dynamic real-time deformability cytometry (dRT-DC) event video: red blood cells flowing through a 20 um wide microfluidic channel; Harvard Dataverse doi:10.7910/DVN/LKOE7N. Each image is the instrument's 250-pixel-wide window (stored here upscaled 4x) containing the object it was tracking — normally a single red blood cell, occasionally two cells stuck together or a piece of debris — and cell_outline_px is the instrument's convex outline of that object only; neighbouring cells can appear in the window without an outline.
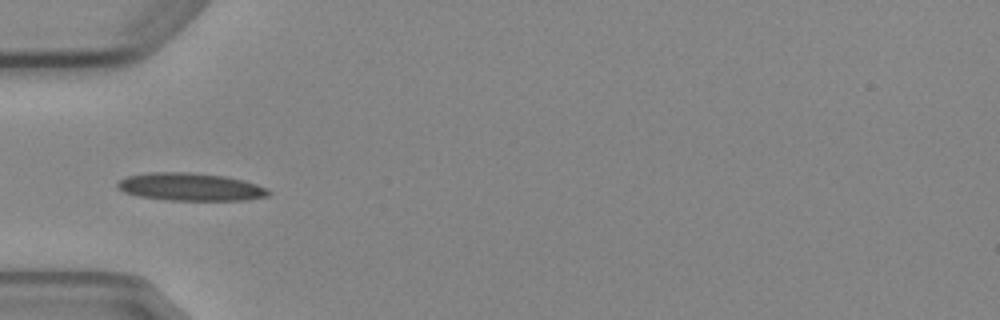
{"species": "Egyptian fruit bat (a non-hibernating species)", "species_latin": "Rousettus aegyptiacus", "temperature_condition": "cold", "stored_images_in_passage": 5, "camera_frame_rate_fps": 3000, "um_per_image_px": 0.085, "animal": {"sex": "female"}, "frame": {"image": 1, "passage_image": 5, "time_ms": 5.333, "image_size_px": [1000, 320], "cell_outline_px": [[272, 192], [268, 196], [248, 200], [168, 200], [136, 196], [124, 192], [116, 188], [116, 184], [120, 180], [128, 176], [148, 172], [192, 172], [224, 176], [244, 180], [268, 188]], "centroid_in_image_um": [16.19, 15.89], "position_along_channel_um": 68.8, "area_um2": 24.68}}